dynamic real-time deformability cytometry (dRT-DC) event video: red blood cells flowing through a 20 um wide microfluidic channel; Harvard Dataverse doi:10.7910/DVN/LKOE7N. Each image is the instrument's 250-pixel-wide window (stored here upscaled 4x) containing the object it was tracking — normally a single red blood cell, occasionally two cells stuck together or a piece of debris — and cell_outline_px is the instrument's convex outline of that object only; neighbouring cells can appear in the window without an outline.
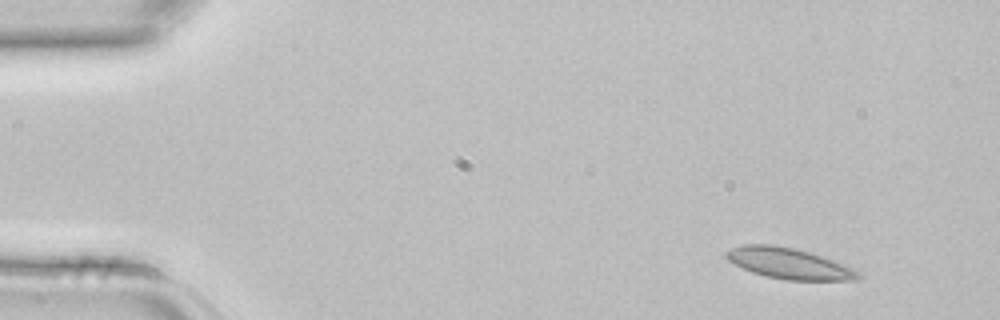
{"species": "common noctule bat (a hibernating species)", "species_latin": "Nyctalus noctula", "temperature_condition": "room temperature", "stored_images_in_passage": 4, "camera_frame_rate_fps": 3000, "um_per_image_px": 0.085, "animal": {"sex": "female", "body_mass_g": 22.7, "forearm_length_mm": 54.2}, "frame": {"image": 1, "passage_image": 1, "time_ms": 0.0, "image_size_px": [1000, 320], "cell_outline_px": [[864, 276], [860, 280], [784, 280], [752, 272], [728, 260], [724, 256], [724, 252], [732, 248], [744, 244], [772, 244], [792, 248], [808, 252], [832, 260], [864, 272]], "centroid_in_image_um": [67.11, 22.4], "position_along_channel_um": 17.9, "area_um2": 23.7}}